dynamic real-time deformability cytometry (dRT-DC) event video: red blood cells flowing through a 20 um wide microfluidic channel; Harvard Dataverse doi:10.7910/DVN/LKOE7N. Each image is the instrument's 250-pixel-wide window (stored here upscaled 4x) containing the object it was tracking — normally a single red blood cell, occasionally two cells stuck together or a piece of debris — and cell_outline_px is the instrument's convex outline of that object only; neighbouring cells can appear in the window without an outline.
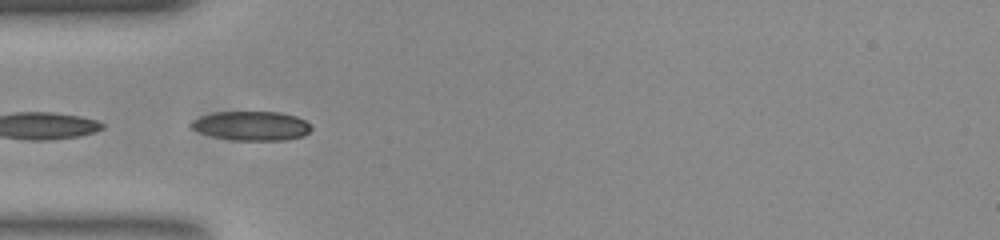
{"species": "common noctule bat (a hibernating species)", "species_latin": "Nyctalus noctula", "temperature_condition": "room temperature", "stored_images_in_passage": 25, "camera_frame_rate_fps": 3000, "um_per_image_px": 0.085, "animal": {"sex": "female", "body_mass_g": 23.0, "forearm_length_mm": 53.4}, "frame": {"image": 1, "passage_image": 15, "time_ms": 4.667, "image_size_px": [1000, 240], "cell_outline_px": [[312, 128], [304, 136], [284, 140], [232, 140], [212, 136], [200, 132], [192, 128], [188, 124], [192, 120], [200, 116], [216, 112], [280, 112], [296, 116], [304, 120]], "centroid_in_image_um": [21.36, 10.69], "position_along_channel_um": 63.6, "area_um2": 20.4}}